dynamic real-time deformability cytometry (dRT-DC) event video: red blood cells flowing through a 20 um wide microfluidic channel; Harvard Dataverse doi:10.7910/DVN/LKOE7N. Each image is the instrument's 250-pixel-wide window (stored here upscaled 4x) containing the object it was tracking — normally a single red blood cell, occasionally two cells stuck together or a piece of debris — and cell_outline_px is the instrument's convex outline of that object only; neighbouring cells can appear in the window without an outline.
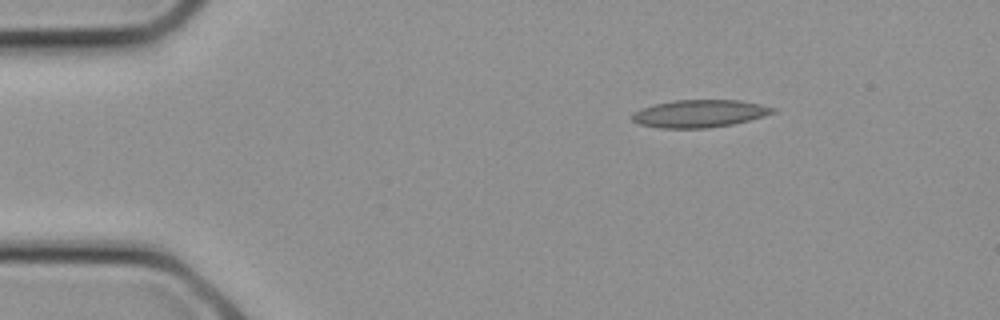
{"species": "common noctule bat (a hibernating species)", "species_latin": "Nyctalus noctula", "temperature_condition": "cold", "stored_images_in_passage": 11, "camera_frame_rate_fps": 3000, "um_per_image_px": 0.085, "animal": {"sex": "female", "body_mass_g": 21.9}, "frame": {"image": 1, "passage_image": 1, "time_ms": 0.0, "image_size_px": [1000, 320], "cell_outline_px": [[776, 112], [764, 116], [732, 124], [704, 128], [660, 128], [640, 124], [632, 120], [632, 112], [640, 108], [652, 104], [676, 100], [740, 100], [760, 104], [776, 108]], "centroid_in_image_um": [59.43, 9.64], "position_along_channel_um": 25.6, "area_um2": 22.6}}
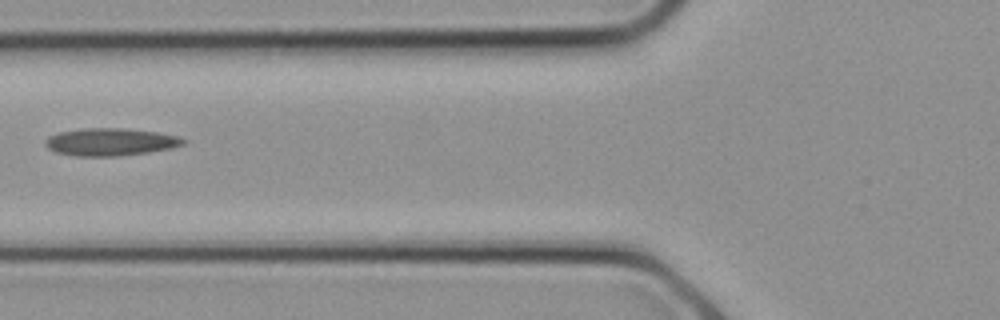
{"frame": {"image": 2, "passage_image": 7, "time_ms": 2.0, "image_size_px": [1000, 320], "cell_outline_px": [[188, 144], [172, 148], [148, 152], [120, 156], [72, 156], [56, 152], [48, 148], [44, 144], [44, 140], [48, 136], [60, 132], [84, 128], [124, 128], [156, 132], [180, 136], [188, 140]], "centroid_in_image_um": [9.43, 12.07], "position_along_channel_um": 116.4, "area_um2": 22.43}}
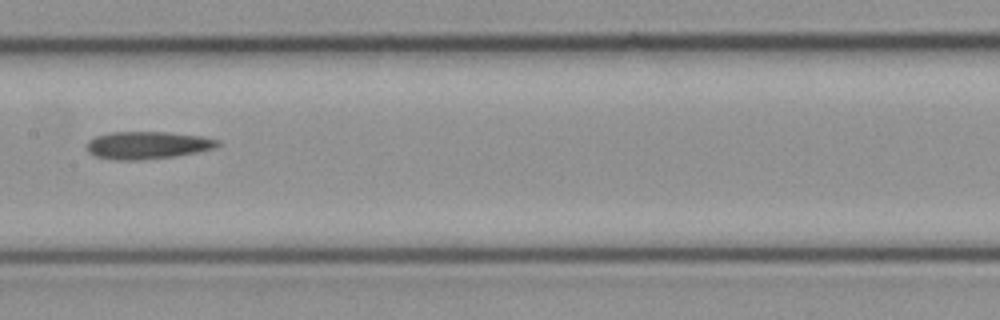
{"frame": {"image": 3, "passage_image": 10, "time_ms": 3.0, "image_size_px": [1000, 320], "cell_outline_px": [[220, 144], [216, 148], [176, 156], [136, 160], [116, 160], [96, 156], [88, 152], [84, 148], [84, 144], [88, 140], [96, 136], [112, 132], [168, 132], [200, 136], [220, 140]], "centroid_in_image_um": [12.5, 12.34], "position_along_channel_um": 194.9, "area_um2": 21.1}}